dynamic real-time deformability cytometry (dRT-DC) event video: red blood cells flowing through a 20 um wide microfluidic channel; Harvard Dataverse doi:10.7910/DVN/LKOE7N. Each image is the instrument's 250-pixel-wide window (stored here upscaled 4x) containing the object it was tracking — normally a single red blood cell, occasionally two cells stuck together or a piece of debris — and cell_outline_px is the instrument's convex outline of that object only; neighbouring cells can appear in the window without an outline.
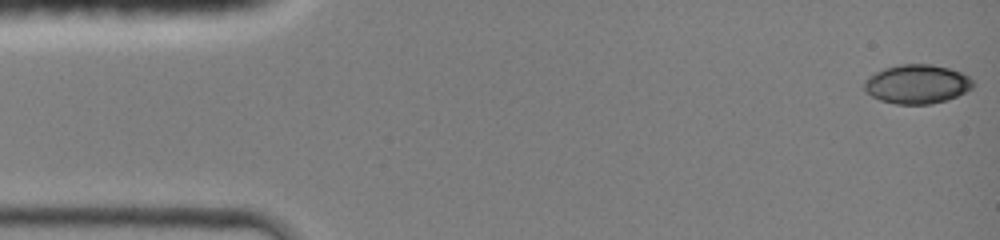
{"species": "common noctule bat (a hibernating species)", "species_latin": "Nyctalus noctula", "temperature_condition": "room temperature", "stored_images_in_passage": 44, "camera_frame_rate_fps": 3000, "um_per_image_px": 0.085, "animal": {"sex": "female", "body_mass_g": 19.0, "forearm_length_mm": 51.5}, "frame": {"image": 1, "passage_image": 1, "time_ms": 0.0, "image_size_px": [1000, 240], "cell_outline_px": [[976, 84], [972, 88], [948, 100], [932, 104], [896, 104], [880, 100], [864, 92], [864, 84], [876, 72], [884, 68], [900, 64], [932, 64], [948, 68], [960, 72], [968, 76]], "centroid_in_image_um": [77.97, 7.15], "position_along_channel_um": 7.0, "area_um2": 24.68}}
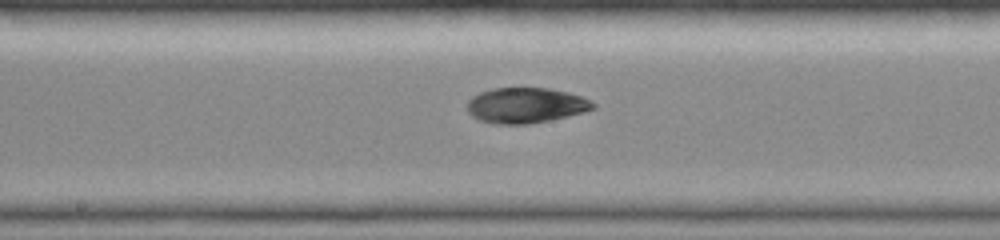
{"frame": {"image": 2, "passage_image": 23, "time_ms": 7.333, "image_size_px": [1000, 240], "cell_outline_px": [[596, 108], [568, 116], [552, 120], [528, 124], [492, 124], [480, 120], [472, 116], [468, 112], [468, 100], [472, 96], [480, 92], [492, 88], [548, 88], [568, 92], [592, 100], [596, 104]], "centroid_in_image_um": [44.7, 8.96], "position_along_channel_um": 203.5, "area_um2": 26.13}}
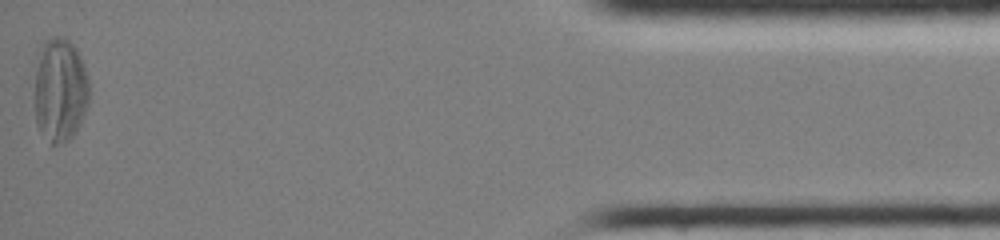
{"frame": {"image": 3, "passage_image": 44, "time_ms": 14.333, "image_size_px": [1000, 240], "cell_outline_px": [[88, 104], [80, 124], [72, 136], [68, 140], [52, 148], [36, 124], [36, 52], [40, 44], [44, 40], [52, 36], [64, 36], [76, 48], [84, 64], [88, 80]], "centroid_in_image_um": [5.09, 7.62], "position_along_channel_um": 430.1, "area_um2": 33.58}, "authors_computed_cell_mechanics": {"area_um2": 26.0967, "velocity_mm_per_s": 4.3299, "shape_relaxation_time_tau1_ms": 2.5878, "shape_relaxation_time_tau2_ms": 3.0585, "deformation_change_tau1": 0.095, "deformation_change_tau2": 0.1013}}